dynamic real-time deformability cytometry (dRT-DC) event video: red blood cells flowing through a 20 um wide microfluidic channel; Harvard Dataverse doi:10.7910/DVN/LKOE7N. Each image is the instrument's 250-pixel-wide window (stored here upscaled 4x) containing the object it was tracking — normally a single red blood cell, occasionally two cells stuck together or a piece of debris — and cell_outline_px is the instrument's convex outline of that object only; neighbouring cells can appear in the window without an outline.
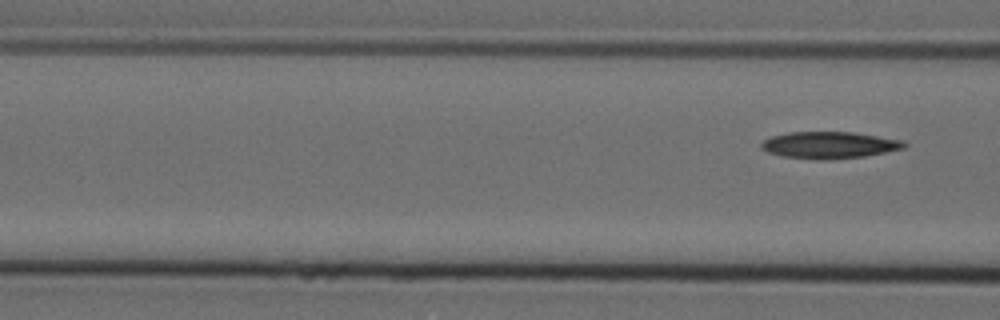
{"species": "Egyptian fruit bat (a non-hibernating species)", "species_latin": "Rousettus aegyptiacus", "temperature_condition": "cold", "stored_images_in_passage": 9, "camera_frame_rate_fps": 3000, "um_per_image_px": 0.085, "animal": {"sex": "female"}, "frame": {"image": 1, "passage_image": 9, "time_ms": 2.667, "image_size_px": [1000, 320], "cell_outline_px": [[908, 144], [904, 148], [864, 156], [828, 160], [812, 160], [780, 156], [768, 152], [760, 148], [760, 144], [764, 140], [772, 136], [788, 132], [852, 132], [904, 140]], "centroid_in_image_um": [70.46, 12.34], "position_along_channel_um": 96.1, "area_um2": 22.48}}